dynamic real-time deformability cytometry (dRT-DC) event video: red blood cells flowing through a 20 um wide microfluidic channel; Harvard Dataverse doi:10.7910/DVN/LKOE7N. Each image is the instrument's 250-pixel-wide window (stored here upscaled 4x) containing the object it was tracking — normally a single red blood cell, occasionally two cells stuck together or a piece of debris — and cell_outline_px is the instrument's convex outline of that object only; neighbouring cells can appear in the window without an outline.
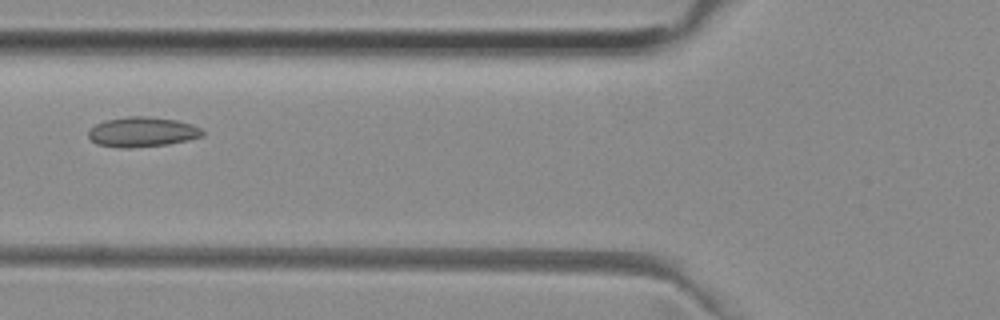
{"species": "common noctule bat (a hibernating species)", "species_latin": "Nyctalus noctula", "temperature_condition": "room temperature", "stored_images_in_passage": 6, "camera_frame_rate_fps": 3000, "um_per_image_px": 0.085, "animal": {"sex": "female", "body_mass_g": 29.2, "forearm_length_mm": 56.3}, "frame": {"image": 1, "passage_image": 5, "time_ms": 1.333, "image_size_px": [1000, 320], "cell_outline_px": [[204, 136], [188, 140], [168, 144], [128, 148], [96, 144], [88, 136], [88, 132], [96, 124], [104, 120], [128, 116], [148, 116], [176, 120], [192, 124], [200, 128], [204, 132]], "centroid_in_image_um": [12.11, 11.21], "position_along_channel_um": 113.7, "area_um2": 19.83}}
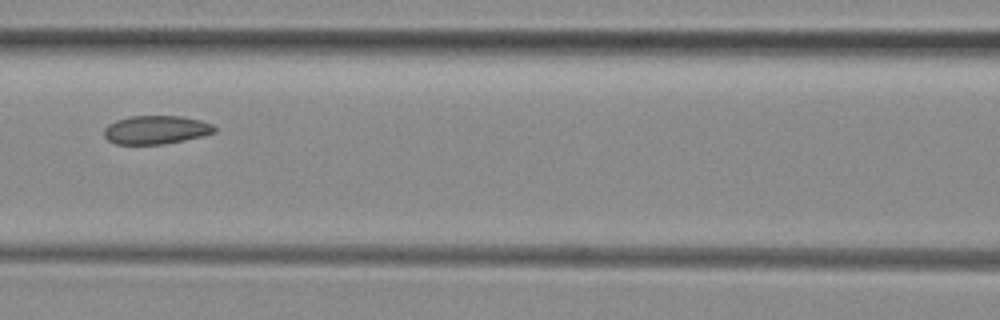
{"frame": {"image": 2, "passage_image": 6, "time_ms": 1.667, "image_size_px": [1000, 320], "cell_outline_px": [[216, 132], [204, 136], [164, 144], [116, 144], [108, 140], [104, 136], [104, 128], [108, 124], [116, 120], [132, 116], [184, 116], [200, 120], [212, 124], [216, 128]], "centroid_in_image_um": [13.27, 11.03], "position_along_channel_um": 153.3, "area_um2": 18.44}}